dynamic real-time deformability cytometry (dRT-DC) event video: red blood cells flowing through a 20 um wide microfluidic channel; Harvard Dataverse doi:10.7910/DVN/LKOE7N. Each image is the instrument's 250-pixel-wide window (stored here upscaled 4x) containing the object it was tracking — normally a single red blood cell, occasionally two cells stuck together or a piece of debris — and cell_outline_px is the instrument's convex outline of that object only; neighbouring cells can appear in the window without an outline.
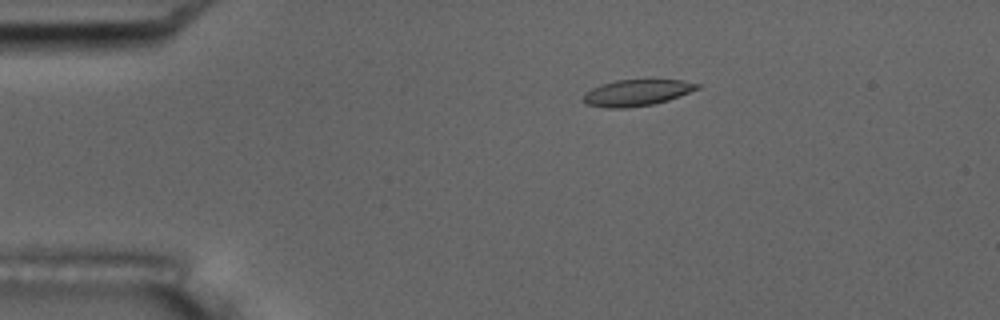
{"species": "common noctule bat (a hibernating species)", "species_latin": "Nyctalus noctula", "temperature_condition": "room temperature", "stored_images_in_passage": 6, "camera_frame_rate_fps": 3000, "um_per_image_px": 0.085, "animal": {"sex": "male", "body_mass_g": 17.5, "forearm_length_mm": 52.3}, "frame": {"image": 1, "passage_image": 3, "time_ms": 3.0, "image_size_px": [1000, 320], "cell_outline_px": [[700, 88], [668, 100], [652, 104], [624, 108], [608, 108], [584, 104], [580, 100], [584, 92], [600, 84], [616, 80], [680, 80], [700, 84]], "centroid_in_image_um": [54.04, 7.88], "position_along_channel_um": 31.0, "area_um2": 17.51}}